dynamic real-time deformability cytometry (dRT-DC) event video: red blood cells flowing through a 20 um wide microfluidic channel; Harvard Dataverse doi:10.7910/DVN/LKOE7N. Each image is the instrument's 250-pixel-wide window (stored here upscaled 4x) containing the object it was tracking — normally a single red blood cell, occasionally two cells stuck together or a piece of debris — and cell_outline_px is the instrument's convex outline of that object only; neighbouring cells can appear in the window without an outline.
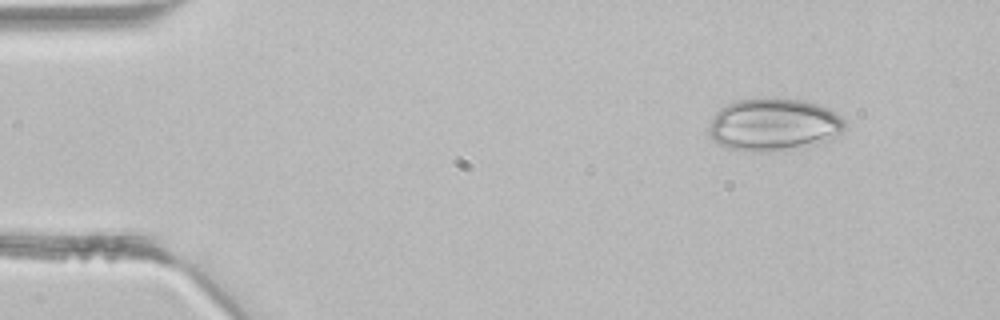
{"species": "common noctule bat (a hibernating species)", "species_latin": "Nyctalus noctula", "temperature_condition": "room temperature", "stored_images_in_passage": 39, "camera_frame_rate_fps": 3000, "um_per_image_px": 0.085, "animal": {"sex": "male", "body_mass_g": 21.5, "forearm_length_mm": 52.0}, "frame": {"image": 1, "passage_image": 1, "time_ms": 0.0, "image_size_px": [1000, 320], "cell_outline_px": [[844, 128], [840, 132], [800, 144], [780, 148], [728, 148], [712, 140], [708, 136], [708, 124], [712, 116], [720, 108], [736, 100], [776, 96], [800, 100], [816, 104], [828, 108], [840, 116], [844, 120]], "centroid_in_image_um": [65.61, 10.47], "position_along_channel_um": 19.4, "area_um2": 39.59}}
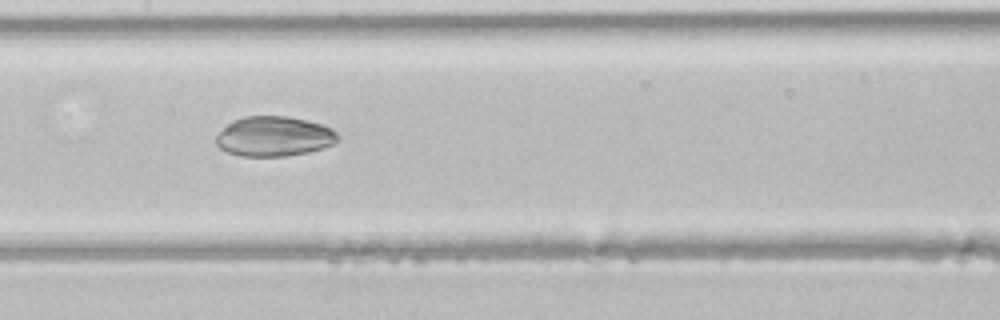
{"frame": {"image": 2, "passage_image": 17, "time_ms": 5.333, "image_size_px": [1000, 320], "cell_outline_px": [[340, 140], [324, 148], [308, 152], [284, 156], [240, 156], [228, 152], [220, 148], [216, 144], [216, 136], [232, 120], [244, 116], [288, 116], [320, 124], [332, 128], [340, 136]], "centroid_in_image_um": [23.31, 11.59], "position_along_channel_um": 184.1, "area_um2": 28.32}}
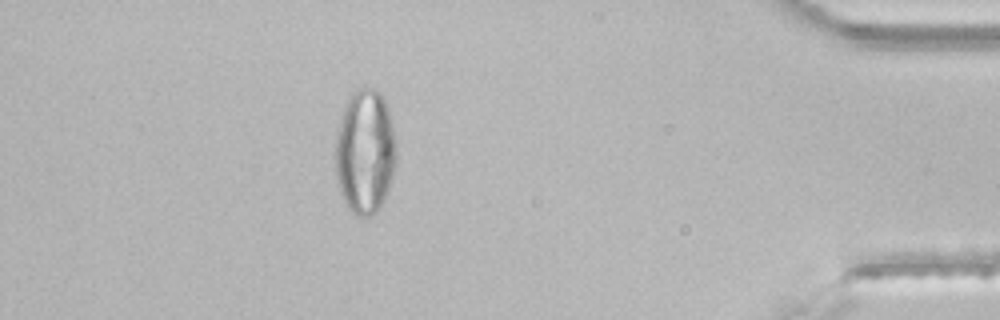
{"frame": {"image": 3, "passage_image": 34, "time_ms": 11.0, "image_size_px": [1000, 320], "cell_outline_px": [[396, 164], [388, 192], [380, 208], [372, 216], [356, 216], [348, 208], [336, 184], [332, 156], [332, 152], [336, 132], [344, 108], [352, 96], [360, 88], [372, 88], [380, 92], [388, 108], [392, 120], [396, 140]], "centroid_in_image_um": [31.0, 12.96], "position_along_channel_um": 404.2, "area_um2": 45.32}}